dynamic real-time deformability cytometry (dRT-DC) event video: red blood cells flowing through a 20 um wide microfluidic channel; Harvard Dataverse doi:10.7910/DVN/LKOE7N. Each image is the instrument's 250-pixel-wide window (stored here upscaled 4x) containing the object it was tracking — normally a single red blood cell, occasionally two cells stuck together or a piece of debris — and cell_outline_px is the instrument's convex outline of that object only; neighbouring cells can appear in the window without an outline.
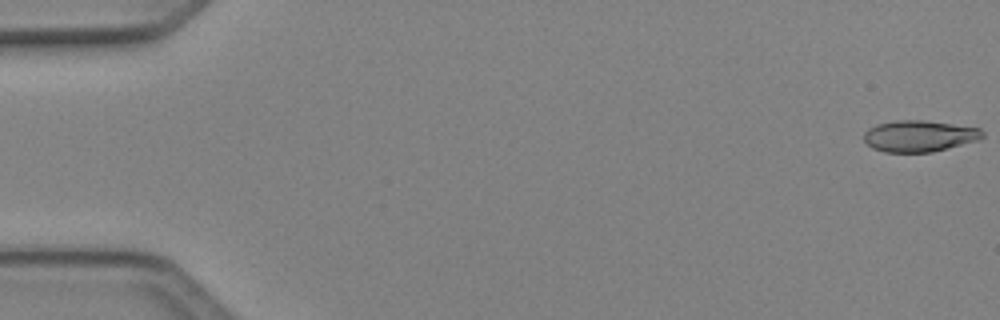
{"species": "Egyptian fruit bat (a non-hibernating species)", "species_latin": "Rousettus aegyptiacus", "temperature_condition": "cold", "stored_images_in_passage": 50, "camera_frame_rate_fps": 3000, "um_per_image_px": 0.085, "animal": {"sex": "female"}, "frame": {"image": 1, "passage_image": 1, "time_ms": 0.0, "image_size_px": [1000, 320], "cell_outline_px": [[984, 136], [980, 140], [932, 152], [884, 152], [872, 148], [864, 140], [864, 132], [868, 128], [876, 124], [896, 120], [924, 120], [980, 128], [984, 132]], "centroid_in_image_um": [78.14, 11.56], "position_along_channel_um": 6.9, "area_um2": 21.79}}
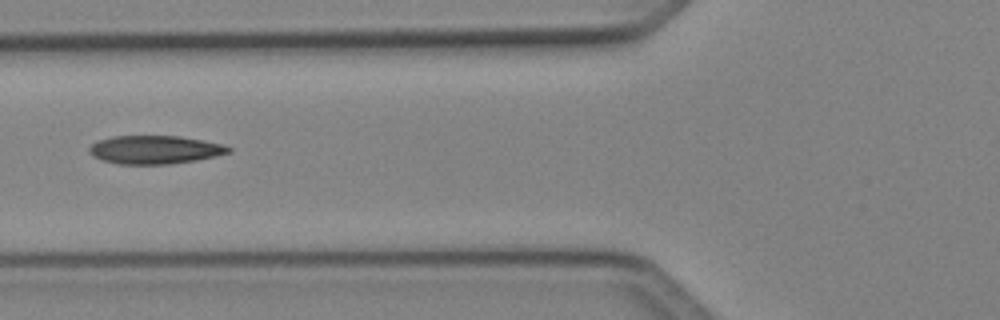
{"frame": {"image": 2, "passage_image": 20, "time_ms": 6.333, "image_size_px": [1000, 320], "cell_outline_px": [[232, 152], [216, 156], [196, 160], [172, 164], [120, 164], [104, 160], [92, 156], [88, 152], [88, 148], [96, 140], [112, 136], [180, 136], [204, 140], [220, 144], [232, 148]], "centroid_in_image_um": [13.15, 12.72], "position_along_channel_um": 112.6, "area_um2": 23.12}}
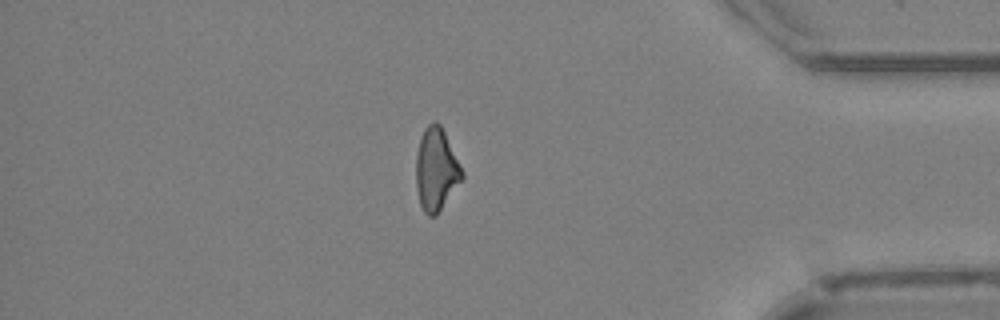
{"frame": {"image": 3, "passage_image": 43, "time_ms": 14.0, "image_size_px": [1000, 320], "cell_outline_px": [[464, 180], [436, 216], [428, 216], [424, 212], [420, 204], [416, 188], [416, 156], [420, 140], [424, 128], [432, 120], [436, 120], [440, 124], [464, 172]], "centroid_in_image_um": [37.09, 14.43], "position_along_channel_um": 398.1, "area_um2": 22.43}, "authors_computed_cell_mechanics": {"area_um2": 22.3686, "velocity_mm_per_s": 4.1377, "shape_relaxation_time_tau1_ms": 7.67, "shape_relaxation_time_tau2_ms": 2.8519, "deformation_change_tau1": 0.1875, "deformation_change_tau2": 0.1018}}